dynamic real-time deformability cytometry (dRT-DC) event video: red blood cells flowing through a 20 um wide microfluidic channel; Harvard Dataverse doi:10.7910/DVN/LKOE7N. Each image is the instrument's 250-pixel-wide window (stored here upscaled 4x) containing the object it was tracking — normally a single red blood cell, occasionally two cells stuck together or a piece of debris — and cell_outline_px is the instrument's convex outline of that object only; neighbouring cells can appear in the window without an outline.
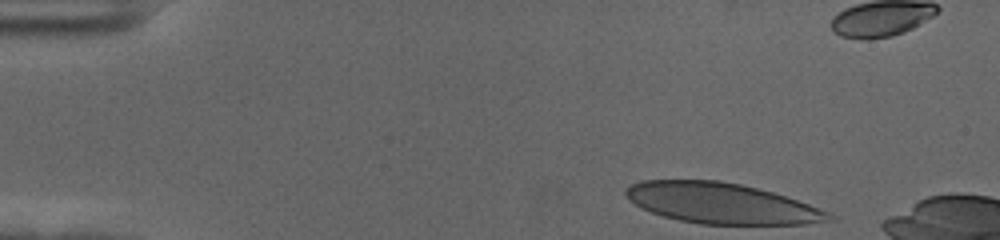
{"species": "human", "species_latin": "Homo sapiens", "temperature_condition": "cold", "stored_images_in_passage": 41, "camera_frame_rate_fps": 3000, "um_per_image_px": 0.085, "donor": {"sex": "female"}, "frame": {"image": 1, "passage_image": 1, "time_ms": 0.0, "image_size_px": [1000, 240], "cell_outline_px": [[836, 220], [804, 224], [700, 224], [680, 220], [664, 216], [640, 208], [628, 200], [624, 192], [632, 184], [640, 180], [720, 180], [740, 184], [772, 192], [808, 204], [828, 212], [836, 216]], "centroid_in_image_um": [61.31, 17.28], "position_along_channel_um": 23.7, "area_um2": 47.92}}
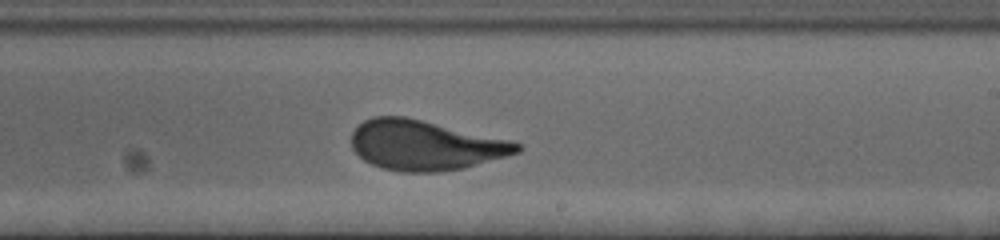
{"frame": {"image": 2, "passage_image": 28, "time_ms": 9.0, "image_size_px": [1000, 240], "cell_outline_px": [[524, 148], [520, 152], [464, 168], [440, 172], [400, 172], [384, 168], [372, 164], [364, 160], [352, 148], [352, 132], [364, 120], [372, 116], [404, 116], [512, 140], [520, 144]], "centroid_in_image_um": [36.15, 12.35], "position_along_channel_um": 252.8, "area_um2": 48.15}}
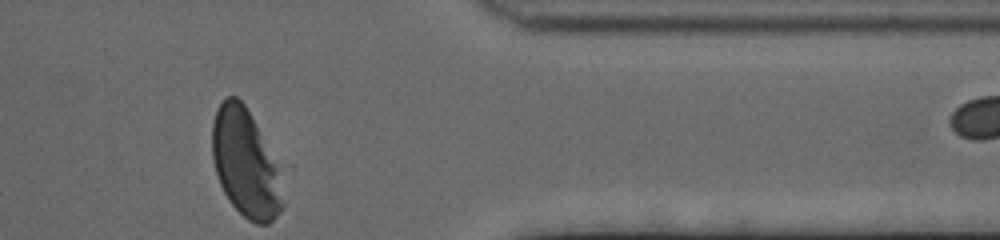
{"frame": {"image": 3, "passage_image": 41, "time_ms": 13.333, "image_size_px": [1000, 240], "cell_outline_px": [[284, 208], [268, 224], [256, 224], [248, 220], [228, 200], [220, 184], [212, 160], [212, 124], [216, 112], [220, 104], [228, 96], [236, 96], [244, 104], [276, 168], [284, 204]], "centroid_in_image_um": [20.8, 13.94], "position_along_channel_um": 390.6, "area_um2": 42.77}, "authors_computed_cell_mechanics": {"area_um2": 48.7254, "velocity_mm_per_s": 3.5293, "shape_relaxation_time_tau1_ms": 4.4891, "shape_relaxation_time_tau2_ms": null, "deformation_change_tau1": 0.1875, "deformation_change_tau2": null}}